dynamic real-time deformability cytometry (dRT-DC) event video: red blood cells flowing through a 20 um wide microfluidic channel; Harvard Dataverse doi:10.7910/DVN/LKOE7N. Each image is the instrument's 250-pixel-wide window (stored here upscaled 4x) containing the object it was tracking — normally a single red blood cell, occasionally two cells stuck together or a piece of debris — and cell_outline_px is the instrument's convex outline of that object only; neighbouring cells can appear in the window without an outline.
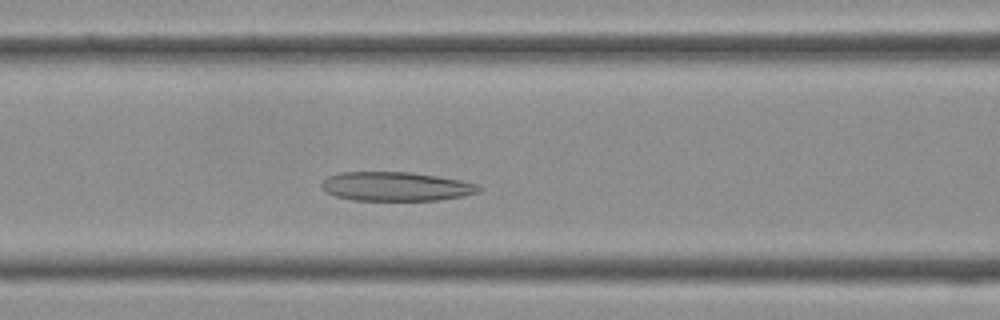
{"species": "Egyptian fruit bat (a non-hibernating species)", "species_latin": "Rousettus aegyptiacus", "temperature_condition": "cold", "stored_images_in_passage": 36, "camera_frame_rate_fps": 3000, "um_per_image_px": 0.085, "frame": {"image": 1, "passage_image": 12, "time_ms": 3.667, "image_size_px": [1000, 320], "cell_outline_px": [[480, 192], [464, 196], [436, 200], [352, 200], [336, 196], [324, 192], [320, 184], [328, 176], [340, 172], [408, 172], [436, 176], [460, 180], [476, 184], [480, 188]], "centroid_in_image_um": [33.61, 15.85], "position_along_channel_um": 133.0, "area_um2": 26.53}}
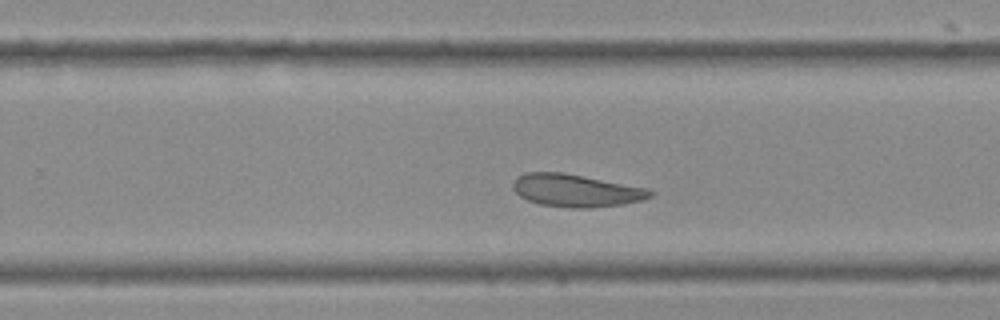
{"frame": {"image": 2, "passage_image": 21, "time_ms": 6.667, "image_size_px": [1000, 320], "cell_outline_px": [[656, 192], [652, 196], [644, 200], [624, 204], [592, 208], [572, 208], [540, 204], [528, 200], [520, 196], [512, 188], [512, 184], [516, 176], [528, 172], [560, 172], [648, 188]], "centroid_in_image_um": [48.98, 16.2], "position_along_channel_um": 280.8, "area_um2": 26.13}}
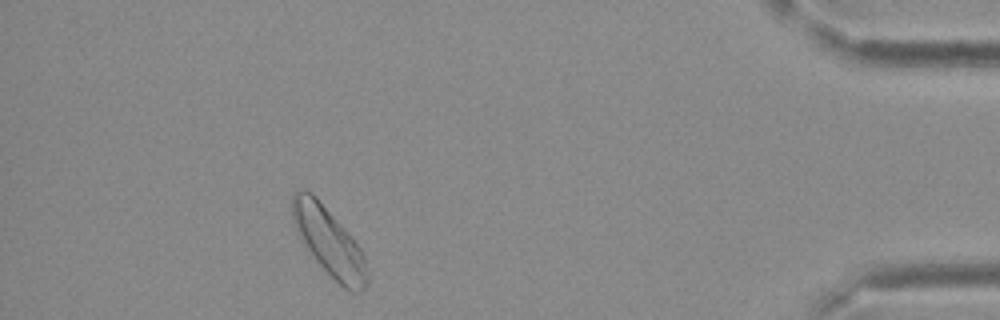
{"frame": {"image": 3, "passage_image": 32, "time_ms": 10.333, "image_size_px": [1000, 320], "cell_outline_px": [[368, 284], [360, 292], [352, 292], [344, 288], [316, 260], [304, 244], [292, 220], [292, 192], [304, 188], [316, 196], [344, 228], [364, 252], [368, 276]], "centroid_in_image_um": [27.97, 20.53], "position_along_channel_um": 407.2, "area_um2": 29.36}}